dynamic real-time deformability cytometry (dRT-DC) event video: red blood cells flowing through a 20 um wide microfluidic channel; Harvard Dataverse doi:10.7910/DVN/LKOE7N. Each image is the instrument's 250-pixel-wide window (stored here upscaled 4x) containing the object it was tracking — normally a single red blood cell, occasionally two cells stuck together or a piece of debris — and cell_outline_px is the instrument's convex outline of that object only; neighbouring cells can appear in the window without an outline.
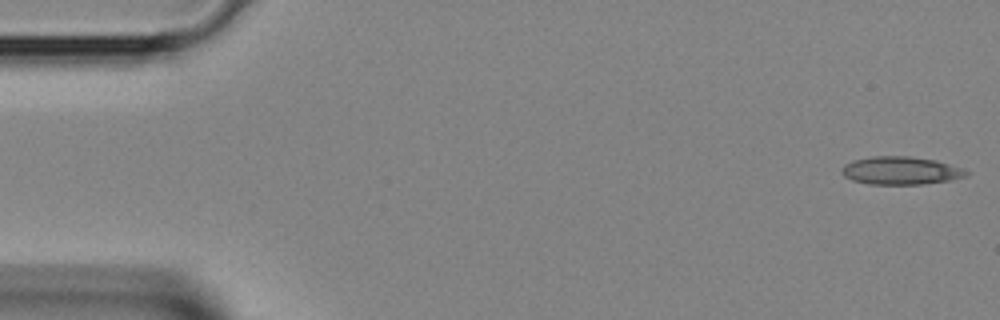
{"species": "Egyptian fruit bat (a non-hibernating species)", "species_latin": "Rousettus aegyptiacus", "temperature_condition": "room temperature", "stored_images_in_passage": 4, "camera_frame_rate_fps": 3000, "um_per_image_px": 0.085, "animal": {"sex": "female"}, "frame": {"image": 1, "passage_image": 1, "time_ms": 0.0, "image_size_px": [1000, 320], "cell_outline_px": [[972, 172], [968, 176], [948, 180], [924, 184], [868, 184], [852, 180], [844, 176], [840, 172], [844, 164], [852, 160], [872, 156], [912, 156], [936, 160], [964, 168]], "centroid_in_image_um": [76.58, 14.49], "position_along_channel_um": 8.4, "area_um2": 20.58}}